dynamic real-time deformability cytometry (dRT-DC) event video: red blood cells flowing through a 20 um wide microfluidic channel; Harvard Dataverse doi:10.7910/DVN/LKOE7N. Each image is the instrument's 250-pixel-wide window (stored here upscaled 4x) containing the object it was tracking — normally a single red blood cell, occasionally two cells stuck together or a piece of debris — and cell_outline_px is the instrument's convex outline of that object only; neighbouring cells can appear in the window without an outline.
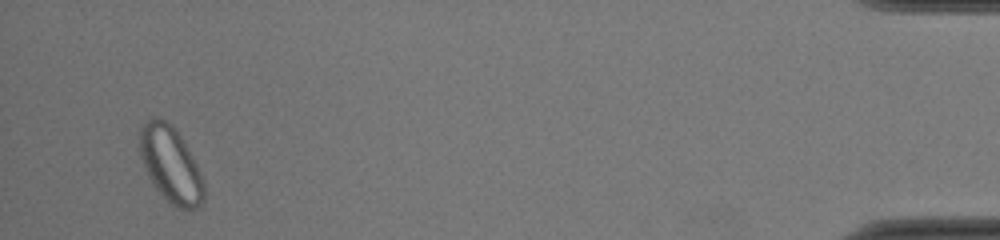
{"species": "common noctule bat (a hibernating species)", "species_latin": "Nyctalus noctula", "temperature_condition": "cold", "stored_images_in_passage": 41, "segment_of_instrument_passage": [2, 2], "camera_frame_rate_fps": 3000, "um_per_image_px": 0.085, "animal": {"sex": "female", "body_mass_g": 22.0, "forearm_length_mm": 56.7}, "frame": {"image": 1, "passage_image": 39, "time_ms": 12.667, "image_size_px": [1000, 240], "cell_outline_px": [[204, 200], [200, 204], [192, 208], [180, 208], [172, 204], [156, 188], [144, 164], [140, 152], [140, 132], [144, 124], [148, 120], [164, 120], [176, 132], [184, 144], [204, 184]], "centroid_in_image_um": [14.5, 14.03], "position_along_channel_um": 420.7, "area_um2": 26.47}}